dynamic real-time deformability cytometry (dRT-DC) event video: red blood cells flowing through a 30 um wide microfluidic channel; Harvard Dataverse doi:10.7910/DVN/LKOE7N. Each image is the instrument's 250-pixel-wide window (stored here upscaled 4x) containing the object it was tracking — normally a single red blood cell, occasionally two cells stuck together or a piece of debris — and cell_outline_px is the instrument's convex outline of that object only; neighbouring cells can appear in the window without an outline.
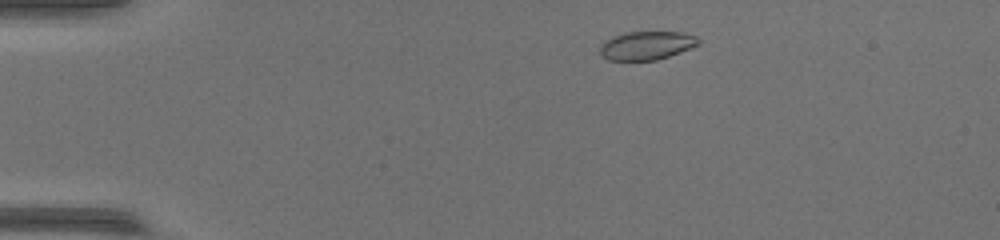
{"species": "common noctule bat (a hibernating species)", "species_latin": "Nyctalus noctula", "temperature_condition": "warm", "stored_images_in_passage": 46, "camera_frame_rate_fps": 3000, "um_per_image_px": 0.085, "animal": {"sex": "female", "body_mass_g": 17.0, "forearm_length_mm": 48.0}, "frame": {"image": 1, "passage_image": 4, "time_ms": 1.0, "image_size_px": [1000, 240], "cell_outline_px": [[700, 44], [680, 52], [656, 60], [608, 60], [600, 56], [600, 44], [604, 40], [612, 36], [628, 32], [684, 32], [696, 36], [700, 40]], "centroid_in_image_um": [54.94, 3.86], "position_along_channel_um": 30.1, "area_um2": 16.47}}
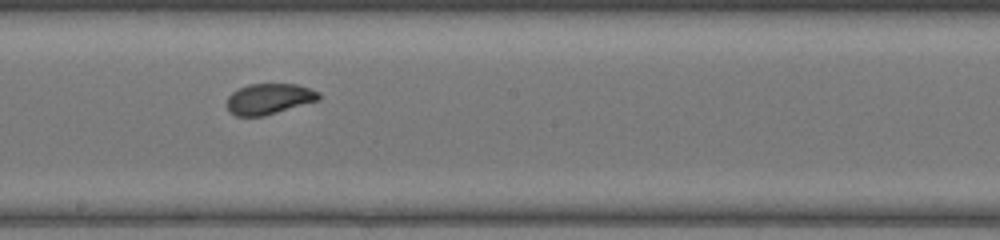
{"frame": {"image": 2, "passage_image": 24, "time_ms": 7.667, "image_size_px": [1000, 240], "cell_outline_px": [[320, 100], [264, 116], [236, 116], [228, 112], [228, 96], [232, 92], [248, 84], [296, 84], [320, 92]], "centroid_in_image_um": [22.88, 8.41], "position_along_channel_um": 225.3, "area_um2": 16.47}}
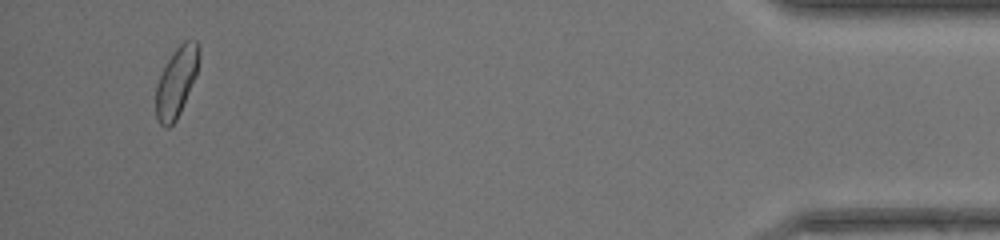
{"frame": {"image": 3, "passage_image": 44, "time_ms": 14.333, "image_size_px": [1000, 240], "cell_outline_px": [[200, 52], [196, 76], [180, 112], [176, 120], [168, 128], [164, 128], [156, 120], [156, 84], [172, 52], [184, 40], [196, 40], [200, 48]], "centroid_in_image_um": [15.0, 6.97], "position_along_channel_um": 420.2, "area_um2": 17.51}}